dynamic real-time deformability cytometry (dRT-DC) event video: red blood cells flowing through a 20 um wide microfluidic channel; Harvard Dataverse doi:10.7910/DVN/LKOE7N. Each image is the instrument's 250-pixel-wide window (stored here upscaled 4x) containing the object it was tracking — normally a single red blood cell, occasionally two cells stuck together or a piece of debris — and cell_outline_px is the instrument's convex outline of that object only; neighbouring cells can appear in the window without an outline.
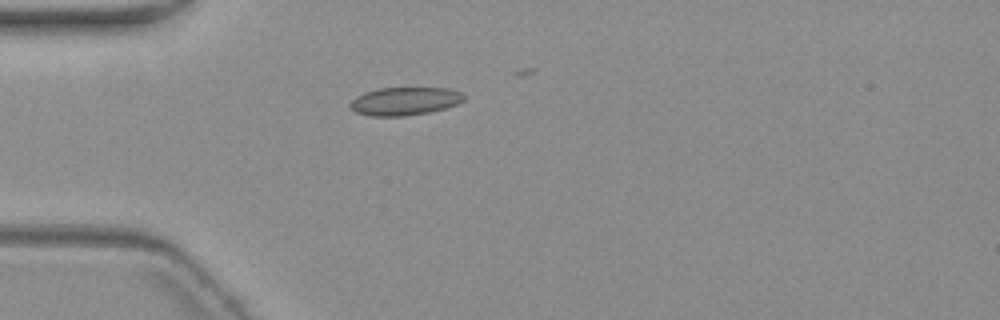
{"species": "common noctule bat (a hibernating species)", "species_latin": "Nyctalus noctula", "temperature_condition": "warm", "stored_images_in_passage": 2, "camera_frame_rate_fps": 3000, "um_per_image_px": 0.085, "animal": {"sex": "female", "body_mass_g": 19.3, "forearm_length_mm": 54.1}, "frame": {"image": 1, "passage_image": 1, "time_ms": 0.0, "image_size_px": [1000, 320], "cell_outline_px": [[464, 100], [456, 104], [444, 108], [428, 112], [404, 116], [372, 116], [356, 112], [348, 104], [356, 96], [364, 92], [380, 88], [452, 88], [460, 92], [464, 96]], "centroid_in_image_um": [34.39, 8.59], "position_along_channel_um": 50.6, "area_um2": 18.5}}